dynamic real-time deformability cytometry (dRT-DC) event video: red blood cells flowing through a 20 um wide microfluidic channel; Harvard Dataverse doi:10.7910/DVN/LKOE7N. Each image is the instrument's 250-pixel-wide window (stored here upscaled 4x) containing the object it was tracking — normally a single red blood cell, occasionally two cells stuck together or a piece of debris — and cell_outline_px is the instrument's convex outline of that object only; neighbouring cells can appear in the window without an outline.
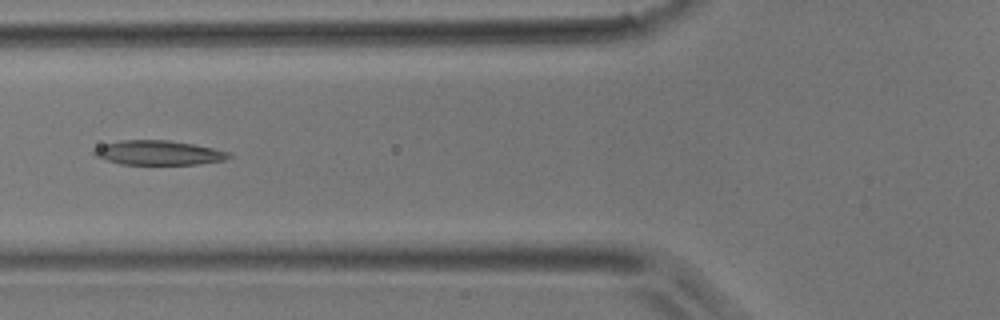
{"species": "common noctule bat (a hibernating species)", "species_latin": "Nyctalus noctula", "temperature_condition": "room temperature", "stored_images_in_passage": 43, "camera_frame_rate_fps": 3000, "um_per_image_px": 0.085, "animal": {"sex": "male", "body_mass_g": 17.9}, "frame": {"image": 1, "passage_image": 15, "time_ms": 4.667, "image_size_px": [1000, 320], "cell_outline_px": [[232, 156], [224, 160], [196, 164], [120, 164], [104, 160], [96, 156], [92, 152], [96, 148], [104, 144], [120, 140], [168, 140], [192, 144], [232, 152]], "centroid_in_image_um": [13.47, 12.98], "position_along_channel_um": 112.3, "area_um2": 19.13}}
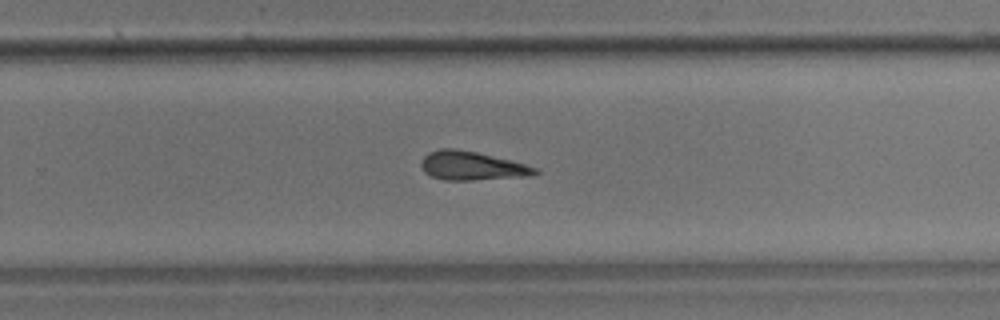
{"frame": {"image": 2, "passage_image": 27, "time_ms": 8.667, "image_size_px": [1000, 320], "cell_outline_px": [[540, 172], [532, 176], [472, 180], [444, 180], [432, 176], [424, 172], [420, 164], [420, 160], [428, 152], [440, 148], [456, 148], [476, 152], [524, 164], [536, 168]], "centroid_in_image_um": [40.06, 14.09], "position_along_channel_um": 289.7, "area_um2": 19.07}}
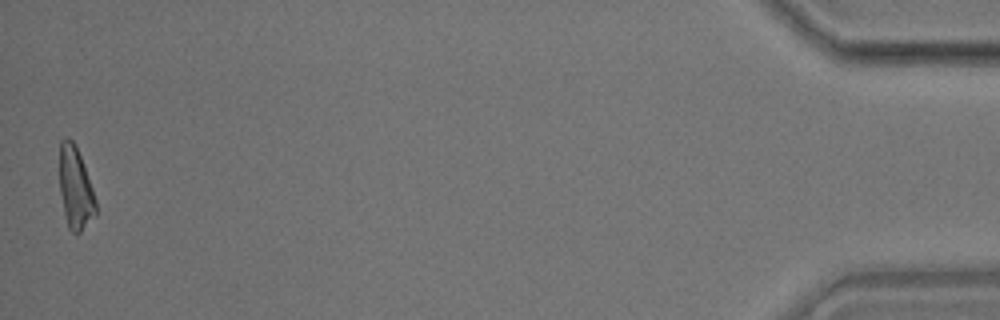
{"frame": {"image": 3, "passage_image": 43, "time_ms": 14.0, "image_size_px": [1000, 320], "cell_outline_px": [[96, 216], [80, 232], [72, 232], [68, 228], [64, 212], [60, 192], [60, 140], [64, 136], [68, 136], [76, 144], [92, 188], [96, 200]], "centroid_in_image_um": [6.41, 15.96], "position_along_channel_um": 428.8, "area_um2": 17.34}}